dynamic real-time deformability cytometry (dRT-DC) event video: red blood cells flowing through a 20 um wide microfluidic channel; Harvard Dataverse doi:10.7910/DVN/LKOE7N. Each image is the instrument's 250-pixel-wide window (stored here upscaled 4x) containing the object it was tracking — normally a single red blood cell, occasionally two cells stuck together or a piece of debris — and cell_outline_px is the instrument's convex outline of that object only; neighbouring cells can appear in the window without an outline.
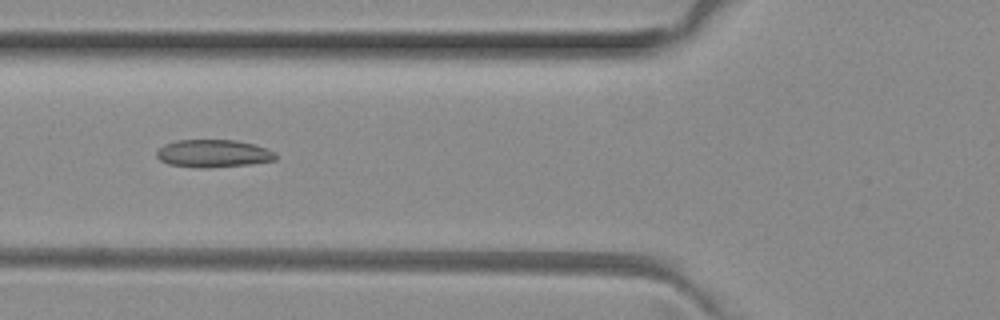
{"species": "common noctule bat (a hibernating species)", "species_latin": "Nyctalus noctula", "temperature_condition": "room temperature", "stored_images_in_passage": 5, "camera_frame_rate_fps": 3000, "um_per_image_px": 0.085, "animal": {"sex": "female", "body_mass_g": 29.2, "forearm_length_mm": 56.3}, "frame": {"image": 1, "passage_image": 5, "time_ms": 1.333, "image_size_px": [1000, 320], "cell_outline_px": [[276, 160], [252, 164], [208, 168], [196, 168], [168, 164], [160, 160], [156, 156], [156, 152], [164, 144], [176, 140], [236, 140], [252, 144], [276, 152]], "centroid_in_image_um": [18.11, 13.06], "position_along_channel_um": 107.7, "area_um2": 19.31}}